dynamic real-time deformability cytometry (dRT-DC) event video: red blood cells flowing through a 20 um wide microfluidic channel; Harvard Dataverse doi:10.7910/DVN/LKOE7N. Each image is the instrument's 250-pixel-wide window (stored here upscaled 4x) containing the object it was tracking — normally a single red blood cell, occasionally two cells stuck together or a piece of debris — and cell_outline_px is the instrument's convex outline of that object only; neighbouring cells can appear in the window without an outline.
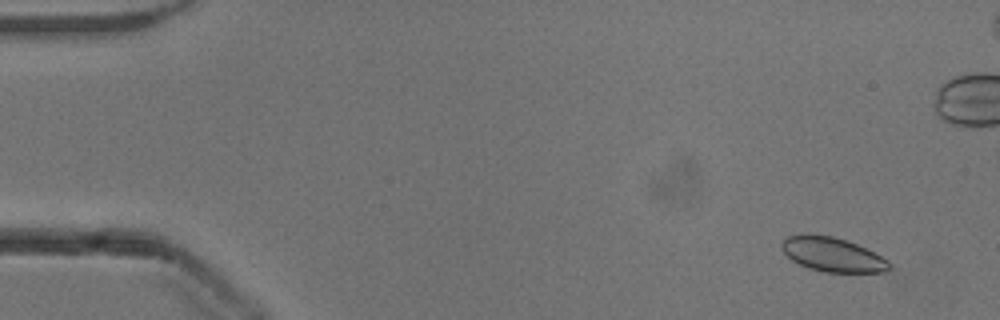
{"species": "common noctule bat (a hibernating species)", "species_latin": "Nyctalus noctula", "temperature_condition": "cold", "stored_images_in_passage": 53, "camera_frame_rate_fps": 3000, "um_per_image_px": 0.085, "animal": {"sex": "male", "body_mass_g": 13.3}, "frame": {"image": 1, "passage_image": 3, "time_ms": 0.667, "image_size_px": [1000, 320], "cell_outline_px": [[892, 268], [884, 272], [824, 272], [808, 268], [792, 260], [780, 248], [780, 244], [788, 236], [804, 232], [832, 236], [856, 244], [888, 260], [892, 264]], "centroid_in_image_um": [70.73, 21.62], "position_along_channel_um": 14.3, "area_um2": 21.56}}
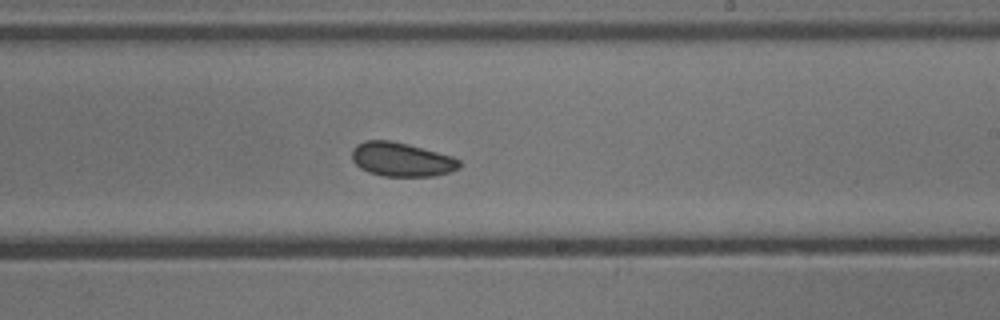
{"frame": {"image": 2, "passage_image": 31, "time_ms": 10.0, "image_size_px": [1000, 320], "cell_outline_px": [[460, 168], [436, 176], [384, 176], [368, 172], [360, 168], [352, 160], [352, 148], [356, 144], [364, 140], [392, 140], [408, 144], [452, 156], [460, 160]], "centroid_in_image_um": [34.11, 13.55], "position_along_channel_um": 254.9, "area_um2": 21.39}}
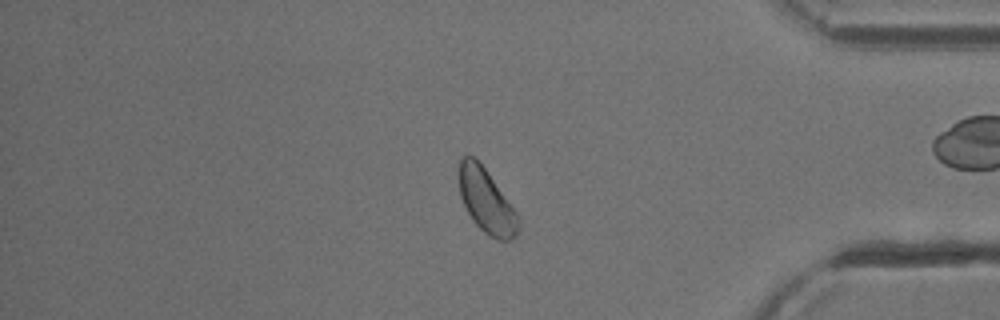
{"frame": {"image": 3, "passage_image": 44, "time_ms": 14.333, "image_size_px": [1000, 320], "cell_outline_px": [[520, 228], [516, 236], [508, 240], [500, 240], [484, 232], [472, 220], [460, 196], [460, 160], [464, 156], [472, 156], [484, 168], [516, 212], [520, 220]], "centroid_in_image_um": [41.36, 17.14], "position_along_channel_um": 393.8, "area_um2": 21.44}, "authors_computed_cell_mechanics": {"area_um2": 21.675, "velocity_mm_per_s": 3.8572, "shape_relaxation_time_tau1_ms": 2.8652, "shape_relaxation_time_tau2_ms": 8.8889, "deformation_change_tau1": 0.0325, "deformation_change_tau2": 0.113}}